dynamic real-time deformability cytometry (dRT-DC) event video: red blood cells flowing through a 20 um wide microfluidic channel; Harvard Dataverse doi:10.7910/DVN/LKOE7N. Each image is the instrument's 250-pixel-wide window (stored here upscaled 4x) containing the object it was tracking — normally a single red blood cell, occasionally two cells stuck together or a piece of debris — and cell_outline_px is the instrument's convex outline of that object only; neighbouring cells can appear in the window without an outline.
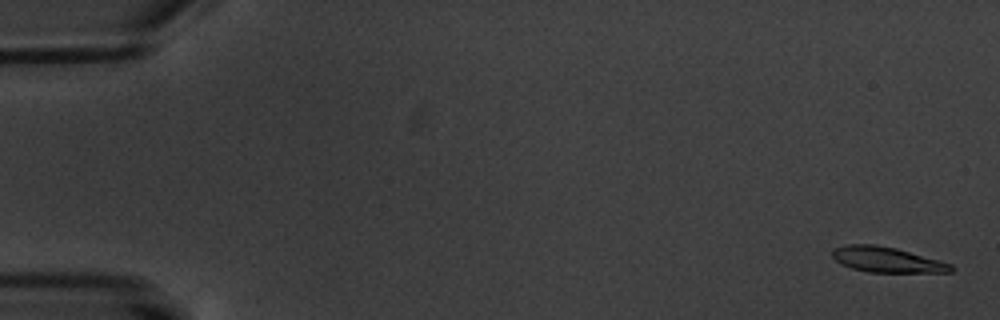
{"species": "common noctule bat (a hibernating species)", "species_latin": "Nyctalus noctula", "temperature_condition": "warm", "stored_images_in_passage": 7, "camera_frame_rate_fps": 3000, "um_per_image_px": 0.085, "animal": {"sex": "male", "body_mass_g": 20.1, "forearm_length_mm": 53.5}, "frame": {"image": 1, "passage_image": 1, "time_ms": 0.0, "image_size_px": [1000, 320], "cell_outline_px": [[956, 268], [952, 272], [868, 272], [852, 268], [840, 264], [832, 256], [832, 252], [836, 248], [848, 244], [876, 244], [896, 248], [952, 264]], "centroid_in_image_um": [75.4, 22.07], "position_along_channel_um": 9.6, "area_um2": 17.46}}
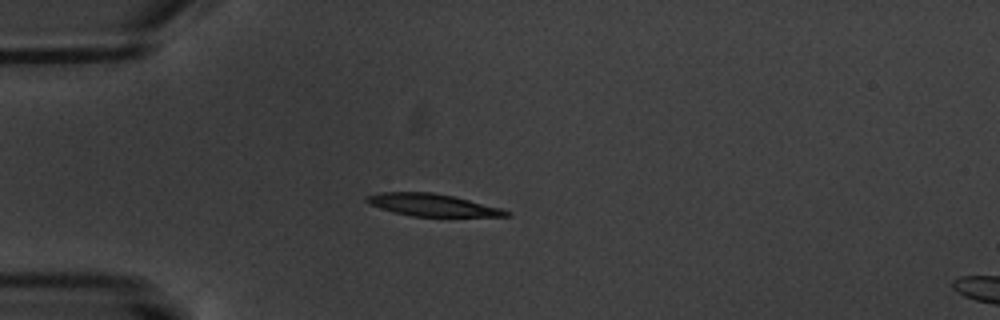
{"frame": {"image": 2, "passage_image": 5, "time_ms": 5.0, "image_size_px": [1000, 320], "cell_outline_px": [[512, 216], [412, 216], [380, 208], [368, 204], [364, 200], [368, 196], [380, 192], [432, 192], [452, 196], [500, 208], [512, 212]], "centroid_in_image_um": [36.73, 17.42], "position_along_channel_um": 48.3, "area_um2": 17.8}}